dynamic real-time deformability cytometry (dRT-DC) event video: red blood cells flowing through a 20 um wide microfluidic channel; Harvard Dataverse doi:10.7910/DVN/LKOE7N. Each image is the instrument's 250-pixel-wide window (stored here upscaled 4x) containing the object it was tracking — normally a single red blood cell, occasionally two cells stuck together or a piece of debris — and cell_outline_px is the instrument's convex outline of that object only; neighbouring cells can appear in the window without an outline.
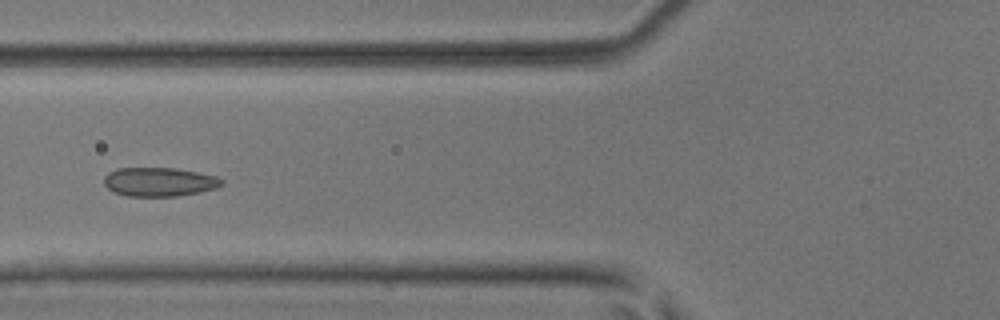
{"species": "common noctule bat (a hibernating species)", "species_latin": "Nyctalus noctula", "temperature_condition": "room temperature", "stored_images_in_passage": 6, "camera_frame_rate_fps": 3000, "um_per_image_px": 0.085, "animal": {"sex": "male", "body_mass_g": 17.9, "forearm_length_mm": 54.2}, "frame": {"image": 1, "passage_image": 6, "time_ms": 1.667, "image_size_px": [1000, 320], "cell_outline_px": [[224, 184], [216, 188], [200, 192], [180, 196], [128, 196], [116, 192], [108, 188], [104, 184], [104, 176], [108, 172], [116, 168], [176, 168], [216, 176], [224, 180]], "centroid_in_image_um": [13.55, 15.46], "position_along_channel_um": 112.2, "area_um2": 19.88}}